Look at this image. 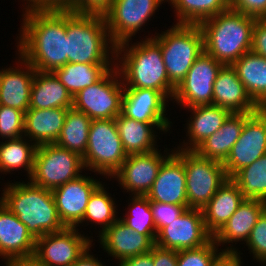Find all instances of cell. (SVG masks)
<instances>
[{"label": "cell", "mask_w": 266, "mask_h": 266, "mask_svg": "<svg viewBox=\"0 0 266 266\" xmlns=\"http://www.w3.org/2000/svg\"><path fill=\"white\" fill-rule=\"evenodd\" d=\"M19 56L39 72L67 64V9H32L22 15Z\"/></svg>", "instance_id": "obj_1"}, {"label": "cell", "mask_w": 266, "mask_h": 266, "mask_svg": "<svg viewBox=\"0 0 266 266\" xmlns=\"http://www.w3.org/2000/svg\"><path fill=\"white\" fill-rule=\"evenodd\" d=\"M129 42L117 45L115 50V60H121V65L117 62L115 66L124 88L153 89L160 91L167 99L173 98L176 88L168 79L160 45L152 36L133 46H129Z\"/></svg>", "instance_id": "obj_2"}, {"label": "cell", "mask_w": 266, "mask_h": 266, "mask_svg": "<svg viewBox=\"0 0 266 266\" xmlns=\"http://www.w3.org/2000/svg\"><path fill=\"white\" fill-rule=\"evenodd\" d=\"M3 191L0 202L18 217L35 240L66 227L61 222L51 190L29 181L10 183Z\"/></svg>", "instance_id": "obj_3"}, {"label": "cell", "mask_w": 266, "mask_h": 266, "mask_svg": "<svg viewBox=\"0 0 266 266\" xmlns=\"http://www.w3.org/2000/svg\"><path fill=\"white\" fill-rule=\"evenodd\" d=\"M257 18L228 9L199 24L204 51L224 65H232L251 51Z\"/></svg>", "instance_id": "obj_4"}, {"label": "cell", "mask_w": 266, "mask_h": 266, "mask_svg": "<svg viewBox=\"0 0 266 266\" xmlns=\"http://www.w3.org/2000/svg\"><path fill=\"white\" fill-rule=\"evenodd\" d=\"M66 35L67 63L111 64L110 60L116 58V45L110 38L103 15L67 10ZM109 51L113 57L109 56Z\"/></svg>", "instance_id": "obj_5"}, {"label": "cell", "mask_w": 266, "mask_h": 266, "mask_svg": "<svg viewBox=\"0 0 266 266\" xmlns=\"http://www.w3.org/2000/svg\"><path fill=\"white\" fill-rule=\"evenodd\" d=\"M152 38L160 45L169 81L177 88L204 52L202 31L199 25L176 23Z\"/></svg>", "instance_id": "obj_6"}, {"label": "cell", "mask_w": 266, "mask_h": 266, "mask_svg": "<svg viewBox=\"0 0 266 266\" xmlns=\"http://www.w3.org/2000/svg\"><path fill=\"white\" fill-rule=\"evenodd\" d=\"M127 156L115 119L92 120L86 152L82 156L85 168L111 178Z\"/></svg>", "instance_id": "obj_7"}, {"label": "cell", "mask_w": 266, "mask_h": 266, "mask_svg": "<svg viewBox=\"0 0 266 266\" xmlns=\"http://www.w3.org/2000/svg\"><path fill=\"white\" fill-rule=\"evenodd\" d=\"M175 153L183 160L188 207L203 209L219 187L228 179L222 162L200 156L195 150Z\"/></svg>", "instance_id": "obj_8"}, {"label": "cell", "mask_w": 266, "mask_h": 266, "mask_svg": "<svg viewBox=\"0 0 266 266\" xmlns=\"http://www.w3.org/2000/svg\"><path fill=\"white\" fill-rule=\"evenodd\" d=\"M85 166L80 154L55 143L37 146L34 169L29 181L38 187L54 190L77 179ZM81 170V171H80Z\"/></svg>", "instance_id": "obj_9"}, {"label": "cell", "mask_w": 266, "mask_h": 266, "mask_svg": "<svg viewBox=\"0 0 266 266\" xmlns=\"http://www.w3.org/2000/svg\"><path fill=\"white\" fill-rule=\"evenodd\" d=\"M114 67L99 81L79 91L73 97L72 107L91 120L115 119L121 114L124 85L118 80L121 76Z\"/></svg>", "instance_id": "obj_10"}, {"label": "cell", "mask_w": 266, "mask_h": 266, "mask_svg": "<svg viewBox=\"0 0 266 266\" xmlns=\"http://www.w3.org/2000/svg\"><path fill=\"white\" fill-rule=\"evenodd\" d=\"M163 1L165 0H113L103 16L114 45L131 40Z\"/></svg>", "instance_id": "obj_11"}, {"label": "cell", "mask_w": 266, "mask_h": 266, "mask_svg": "<svg viewBox=\"0 0 266 266\" xmlns=\"http://www.w3.org/2000/svg\"><path fill=\"white\" fill-rule=\"evenodd\" d=\"M223 66L204 51L175 89L173 99L186 108L213 105L214 82Z\"/></svg>", "instance_id": "obj_12"}, {"label": "cell", "mask_w": 266, "mask_h": 266, "mask_svg": "<svg viewBox=\"0 0 266 266\" xmlns=\"http://www.w3.org/2000/svg\"><path fill=\"white\" fill-rule=\"evenodd\" d=\"M91 244L76 227H65L36 239L33 258L43 266H71Z\"/></svg>", "instance_id": "obj_13"}, {"label": "cell", "mask_w": 266, "mask_h": 266, "mask_svg": "<svg viewBox=\"0 0 266 266\" xmlns=\"http://www.w3.org/2000/svg\"><path fill=\"white\" fill-rule=\"evenodd\" d=\"M266 154V112L259 109L244 123L240 137L222 163L228 178Z\"/></svg>", "instance_id": "obj_14"}, {"label": "cell", "mask_w": 266, "mask_h": 266, "mask_svg": "<svg viewBox=\"0 0 266 266\" xmlns=\"http://www.w3.org/2000/svg\"><path fill=\"white\" fill-rule=\"evenodd\" d=\"M212 238L205 227L202 210L188 208L157 232L155 245L180 251L201 247Z\"/></svg>", "instance_id": "obj_15"}, {"label": "cell", "mask_w": 266, "mask_h": 266, "mask_svg": "<svg viewBox=\"0 0 266 266\" xmlns=\"http://www.w3.org/2000/svg\"><path fill=\"white\" fill-rule=\"evenodd\" d=\"M156 149L148 153L128 155L120 169L112 176L132 195L146 196L154 183L162 163L172 154H160Z\"/></svg>", "instance_id": "obj_16"}, {"label": "cell", "mask_w": 266, "mask_h": 266, "mask_svg": "<svg viewBox=\"0 0 266 266\" xmlns=\"http://www.w3.org/2000/svg\"><path fill=\"white\" fill-rule=\"evenodd\" d=\"M101 184L90 176L81 175L52 190L59 217L66 227L81 224L89 198Z\"/></svg>", "instance_id": "obj_17"}, {"label": "cell", "mask_w": 266, "mask_h": 266, "mask_svg": "<svg viewBox=\"0 0 266 266\" xmlns=\"http://www.w3.org/2000/svg\"><path fill=\"white\" fill-rule=\"evenodd\" d=\"M171 152L146 197L149 201L188 206L184 163L174 150Z\"/></svg>", "instance_id": "obj_18"}, {"label": "cell", "mask_w": 266, "mask_h": 266, "mask_svg": "<svg viewBox=\"0 0 266 266\" xmlns=\"http://www.w3.org/2000/svg\"><path fill=\"white\" fill-rule=\"evenodd\" d=\"M36 240L27 227L0 202V256L9 262L33 258Z\"/></svg>", "instance_id": "obj_19"}, {"label": "cell", "mask_w": 266, "mask_h": 266, "mask_svg": "<svg viewBox=\"0 0 266 266\" xmlns=\"http://www.w3.org/2000/svg\"><path fill=\"white\" fill-rule=\"evenodd\" d=\"M167 98L157 90L124 88L121 114L145 123H171L165 116Z\"/></svg>", "instance_id": "obj_20"}, {"label": "cell", "mask_w": 266, "mask_h": 266, "mask_svg": "<svg viewBox=\"0 0 266 266\" xmlns=\"http://www.w3.org/2000/svg\"><path fill=\"white\" fill-rule=\"evenodd\" d=\"M213 105L231 113H255L260 109L247 93L232 65H224L215 79Z\"/></svg>", "instance_id": "obj_21"}, {"label": "cell", "mask_w": 266, "mask_h": 266, "mask_svg": "<svg viewBox=\"0 0 266 266\" xmlns=\"http://www.w3.org/2000/svg\"><path fill=\"white\" fill-rule=\"evenodd\" d=\"M99 237L103 249L119 261L149 253L155 245L147 235L133 231L119 217L110 227L102 231Z\"/></svg>", "instance_id": "obj_22"}, {"label": "cell", "mask_w": 266, "mask_h": 266, "mask_svg": "<svg viewBox=\"0 0 266 266\" xmlns=\"http://www.w3.org/2000/svg\"><path fill=\"white\" fill-rule=\"evenodd\" d=\"M21 59V68H7L0 70V105L23 111L29 109L31 87L36 70L27 61Z\"/></svg>", "instance_id": "obj_23"}, {"label": "cell", "mask_w": 266, "mask_h": 266, "mask_svg": "<svg viewBox=\"0 0 266 266\" xmlns=\"http://www.w3.org/2000/svg\"><path fill=\"white\" fill-rule=\"evenodd\" d=\"M245 199L237 184L228 178L202 209L207 231L214 236Z\"/></svg>", "instance_id": "obj_24"}, {"label": "cell", "mask_w": 266, "mask_h": 266, "mask_svg": "<svg viewBox=\"0 0 266 266\" xmlns=\"http://www.w3.org/2000/svg\"><path fill=\"white\" fill-rule=\"evenodd\" d=\"M68 109H28L25 112L24 136L36 146L53 144L60 135Z\"/></svg>", "instance_id": "obj_25"}, {"label": "cell", "mask_w": 266, "mask_h": 266, "mask_svg": "<svg viewBox=\"0 0 266 266\" xmlns=\"http://www.w3.org/2000/svg\"><path fill=\"white\" fill-rule=\"evenodd\" d=\"M118 133L123 144V148L127 155L148 153L156 150L155 147V131L159 130L167 132L170 123H145L128 118L119 114L115 118ZM153 128V129H152Z\"/></svg>", "instance_id": "obj_26"}, {"label": "cell", "mask_w": 266, "mask_h": 266, "mask_svg": "<svg viewBox=\"0 0 266 266\" xmlns=\"http://www.w3.org/2000/svg\"><path fill=\"white\" fill-rule=\"evenodd\" d=\"M266 209V202L260 199H245L224 226L213 236L219 245L247 241L258 217Z\"/></svg>", "instance_id": "obj_27"}, {"label": "cell", "mask_w": 266, "mask_h": 266, "mask_svg": "<svg viewBox=\"0 0 266 266\" xmlns=\"http://www.w3.org/2000/svg\"><path fill=\"white\" fill-rule=\"evenodd\" d=\"M253 113H232L217 132L202 142L195 151L202 157L224 162L240 137L245 121Z\"/></svg>", "instance_id": "obj_28"}, {"label": "cell", "mask_w": 266, "mask_h": 266, "mask_svg": "<svg viewBox=\"0 0 266 266\" xmlns=\"http://www.w3.org/2000/svg\"><path fill=\"white\" fill-rule=\"evenodd\" d=\"M72 106V95L53 72H35L29 109H69Z\"/></svg>", "instance_id": "obj_29"}, {"label": "cell", "mask_w": 266, "mask_h": 266, "mask_svg": "<svg viewBox=\"0 0 266 266\" xmlns=\"http://www.w3.org/2000/svg\"><path fill=\"white\" fill-rule=\"evenodd\" d=\"M191 114L187 124L188 142H183L182 150H195L208 137L217 132L227 118L232 114L230 111L215 105H199L190 107ZM190 145V146H188ZM186 146V147H185ZM184 147V148H183Z\"/></svg>", "instance_id": "obj_30"}, {"label": "cell", "mask_w": 266, "mask_h": 266, "mask_svg": "<svg viewBox=\"0 0 266 266\" xmlns=\"http://www.w3.org/2000/svg\"><path fill=\"white\" fill-rule=\"evenodd\" d=\"M239 80L255 102L262 109L266 106V58L252 51L243 54L232 64Z\"/></svg>", "instance_id": "obj_31"}, {"label": "cell", "mask_w": 266, "mask_h": 266, "mask_svg": "<svg viewBox=\"0 0 266 266\" xmlns=\"http://www.w3.org/2000/svg\"><path fill=\"white\" fill-rule=\"evenodd\" d=\"M112 64L67 63L53 73L74 97L79 91L99 81Z\"/></svg>", "instance_id": "obj_32"}, {"label": "cell", "mask_w": 266, "mask_h": 266, "mask_svg": "<svg viewBox=\"0 0 266 266\" xmlns=\"http://www.w3.org/2000/svg\"><path fill=\"white\" fill-rule=\"evenodd\" d=\"M91 122L84 112L69 108L55 144L83 156L87 148Z\"/></svg>", "instance_id": "obj_33"}, {"label": "cell", "mask_w": 266, "mask_h": 266, "mask_svg": "<svg viewBox=\"0 0 266 266\" xmlns=\"http://www.w3.org/2000/svg\"><path fill=\"white\" fill-rule=\"evenodd\" d=\"M176 11L177 24L199 25L229 9V0H167Z\"/></svg>", "instance_id": "obj_34"}, {"label": "cell", "mask_w": 266, "mask_h": 266, "mask_svg": "<svg viewBox=\"0 0 266 266\" xmlns=\"http://www.w3.org/2000/svg\"><path fill=\"white\" fill-rule=\"evenodd\" d=\"M23 137L6 140L0 144V171L10 172L16 169L27 171L29 179L34 169V157L37 146ZM29 142V143H28Z\"/></svg>", "instance_id": "obj_35"}, {"label": "cell", "mask_w": 266, "mask_h": 266, "mask_svg": "<svg viewBox=\"0 0 266 266\" xmlns=\"http://www.w3.org/2000/svg\"><path fill=\"white\" fill-rule=\"evenodd\" d=\"M231 179L246 199L266 202V154L239 170Z\"/></svg>", "instance_id": "obj_36"}, {"label": "cell", "mask_w": 266, "mask_h": 266, "mask_svg": "<svg viewBox=\"0 0 266 266\" xmlns=\"http://www.w3.org/2000/svg\"><path fill=\"white\" fill-rule=\"evenodd\" d=\"M104 185H100L90 196L87 203L86 211L83 216L85 220L100 225L101 233L110 227L118 218L116 216L115 201L111 198L110 194L105 190ZM102 225V226H101Z\"/></svg>", "instance_id": "obj_37"}, {"label": "cell", "mask_w": 266, "mask_h": 266, "mask_svg": "<svg viewBox=\"0 0 266 266\" xmlns=\"http://www.w3.org/2000/svg\"><path fill=\"white\" fill-rule=\"evenodd\" d=\"M129 207L128 214L120 220L133 231L147 235L154 243L156 239V227L150 208V201L146 196L134 195ZM130 214V215H129Z\"/></svg>", "instance_id": "obj_38"}, {"label": "cell", "mask_w": 266, "mask_h": 266, "mask_svg": "<svg viewBox=\"0 0 266 266\" xmlns=\"http://www.w3.org/2000/svg\"><path fill=\"white\" fill-rule=\"evenodd\" d=\"M216 246L212 238L201 247L178 251L177 266H215L225 255H234L238 251L231 246L219 252Z\"/></svg>", "instance_id": "obj_39"}, {"label": "cell", "mask_w": 266, "mask_h": 266, "mask_svg": "<svg viewBox=\"0 0 266 266\" xmlns=\"http://www.w3.org/2000/svg\"><path fill=\"white\" fill-rule=\"evenodd\" d=\"M25 113L19 109L0 105V136L4 139L24 137Z\"/></svg>", "instance_id": "obj_40"}, {"label": "cell", "mask_w": 266, "mask_h": 266, "mask_svg": "<svg viewBox=\"0 0 266 266\" xmlns=\"http://www.w3.org/2000/svg\"><path fill=\"white\" fill-rule=\"evenodd\" d=\"M246 245L257 261L266 263V209L258 217Z\"/></svg>", "instance_id": "obj_41"}, {"label": "cell", "mask_w": 266, "mask_h": 266, "mask_svg": "<svg viewBox=\"0 0 266 266\" xmlns=\"http://www.w3.org/2000/svg\"><path fill=\"white\" fill-rule=\"evenodd\" d=\"M150 208L155 222L156 233L182 215L189 207L163 202L150 201Z\"/></svg>", "instance_id": "obj_42"}, {"label": "cell", "mask_w": 266, "mask_h": 266, "mask_svg": "<svg viewBox=\"0 0 266 266\" xmlns=\"http://www.w3.org/2000/svg\"><path fill=\"white\" fill-rule=\"evenodd\" d=\"M229 9L257 19L266 18V0H229Z\"/></svg>", "instance_id": "obj_43"}, {"label": "cell", "mask_w": 266, "mask_h": 266, "mask_svg": "<svg viewBox=\"0 0 266 266\" xmlns=\"http://www.w3.org/2000/svg\"><path fill=\"white\" fill-rule=\"evenodd\" d=\"M113 0H74L67 8L75 13L103 15L111 6Z\"/></svg>", "instance_id": "obj_44"}, {"label": "cell", "mask_w": 266, "mask_h": 266, "mask_svg": "<svg viewBox=\"0 0 266 266\" xmlns=\"http://www.w3.org/2000/svg\"><path fill=\"white\" fill-rule=\"evenodd\" d=\"M251 51L266 58V18L257 19L254 24Z\"/></svg>", "instance_id": "obj_45"}, {"label": "cell", "mask_w": 266, "mask_h": 266, "mask_svg": "<svg viewBox=\"0 0 266 266\" xmlns=\"http://www.w3.org/2000/svg\"><path fill=\"white\" fill-rule=\"evenodd\" d=\"M178 251L165 249L157 245L153 246L154 266H177Z\"/></svg>", "instance_id": "obj_46"}, {"label": "cell", "mask_w": 266, "mask_h": 266, "mask_svg": "<svg viewBox=\"0 0 266 266\" xmlns=\"http://www.w3.org/2000/svg\"><path fill=\"white\" fill-rule=\"evenodd\" d=\"M119 262V266H154L153 248L149 253L128 257Z\"/></svg>", "instance_id": "obj_47"}, {"label": "cell", "mask_w": 266, "mask_h": 266, "mask_svg": "<svg viewBox=\"0 0 266 266\" xmlns=\"http://www.w3.org/2000/svg\"><path fill=\"white\" fill-rule=\"evenodd\" d=\"M90 249H88L79 259H77L71 266H103L100 260L93 257V255L89 254Z\"/></svg>", "instance_id": "obj_48"}, {"label": "cell", "mask_w": 266, "mask_h": 266, "mask_svg": "<svg viewBox=\"0 0 266 266\" xmlns=\"http://www.w3.org/2000/svg\"><path fill=\"white\" fill-rule=\"evenodd\" d=\"M74 0H43V9H67Z\"/></svg>", "instance_id": "obj_49"}, {"label": "cell", "mask_w": 266, "mask_h": 266, "mask_svg": "<svg viewBox=\"0 0 266 266\" xmlns=\"http://www.w3.org/2000/svg\"><path fill=\"white\" fill-rule=\"evenodd\" d=\"M240 252L234 255H225L215 266H241Z\"/></svg>", "instance_id": "obj_50"}, {"label": "cell", "mask_w": 266, "mask_h": 266, "mask_svg": "<svg viewBox=\"0 0 266 266\" xmlns=\"http://www.w3.org/2000/svg\"><path fill=\"white\" fill-rule=\"evenodd\" d=\"M6 266H43L39 264L34 258L17 259L6 262Z\"/></svg>", "instance_id": "obj_51"}, {"label": "cell", "mask_w": 266, "mask_h": 266, "mask_svg": "<svg viewBox=\"0 0 266 266\" xmlns=\"http://www.w3.org/2000/svg\"><path fill=\"white\" fill-rule=\"evenodd\" d=\"M25 1V0H24ZM28 4L26 6V10H32V9H43V0H26Z\"/></svg>", "instance_id": "obj_52"}]
</instances>
